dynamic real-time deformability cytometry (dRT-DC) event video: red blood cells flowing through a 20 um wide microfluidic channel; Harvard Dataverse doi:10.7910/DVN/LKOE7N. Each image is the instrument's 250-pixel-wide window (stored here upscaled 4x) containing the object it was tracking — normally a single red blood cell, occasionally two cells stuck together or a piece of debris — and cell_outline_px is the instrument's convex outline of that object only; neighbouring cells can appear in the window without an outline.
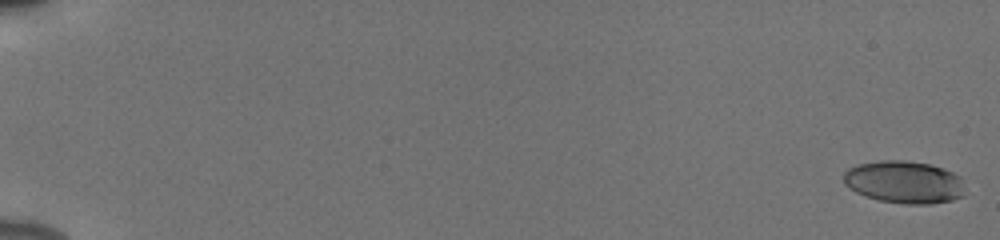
{"species": "human", "species_latin": "Homo sapiens", "temperature_condition": "cold", "stored_images_in_passage": 55, "camera_frame_rate_fps": 3000, "um_per_image_px": 0.085, "donor": {"sex": "male"}, "frame": {"image": 1, "passage_image": 1, "time_ms": 0.0, "image_size_px": [1000, 240], "cell_outline_px": [[964, 196], [952, 200], [932, 204], [904, 204], [880, 200], [856, 192], [848, 188], [844, 184], [844, 172], [848, 168], [860, 164], [880, 160], [904, 160], [928, 164], [944, 168], [960, 176]], "centroid_in_image_um": [76.85, 15.48], "position_along_channel_um": 8.1, "area_um2": 30.0}}
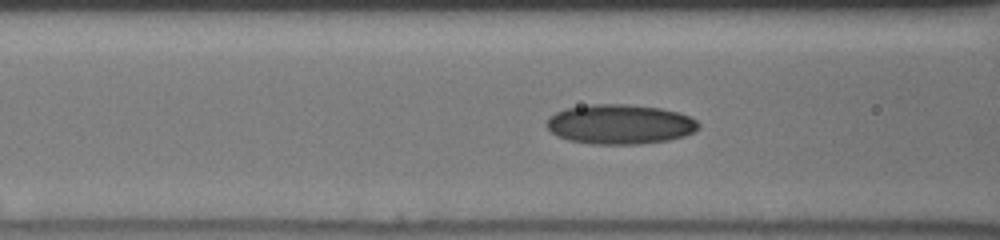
{"frame": {"image": 2, "passage_image": 25, "time_ms": 8.0, "image_size_px": [1000, 240], "cell_outline_px": [[700, 128], [684, 136], [668, 140], [640, 144], [592, 144], [568, 140], [556, 136], [544, 124], [556, 112], [564, 108], [592, 104], [628, 104], [660, 108], [676, 112], [688, 116], [696, 120], [700, 124]], "centroid_in_image_um": [52.68, 10.56], "position_along_channel_um": 113.9, "area_um2": 35.2}}
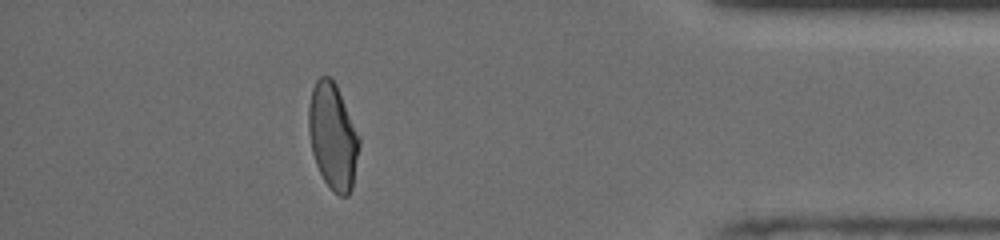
{"frame": {"image": 3, "passage_image": 50, "time_ms": 16.333, "image_size_px": [1000, 240], "cell_outline_px": [[360, 144], [352, 188], [348, 196], [340, 196], [324, 180], [316, 164], [312, 152], [308, 132], [308, 108], [312, 88], [316, 80], [320, 76], [328, 76], [336, 84], [360, 136]], "centroid_in_image_um": [28.29, 11.56], "position_along_channel_um": 406.9, "area_um2": 31.21}, "authors_computed_cell_mechanics": {"area_um2": 31.79, "velocity_mm_per_s": 3.8995, "shape_relaxation_time_tau1_ms": 11.199, "shape_relaxation_time_tau2_ms": 2.0079, "deformation_change_tau1": 0.239, "deformation_change_tau2": 0.0709}}